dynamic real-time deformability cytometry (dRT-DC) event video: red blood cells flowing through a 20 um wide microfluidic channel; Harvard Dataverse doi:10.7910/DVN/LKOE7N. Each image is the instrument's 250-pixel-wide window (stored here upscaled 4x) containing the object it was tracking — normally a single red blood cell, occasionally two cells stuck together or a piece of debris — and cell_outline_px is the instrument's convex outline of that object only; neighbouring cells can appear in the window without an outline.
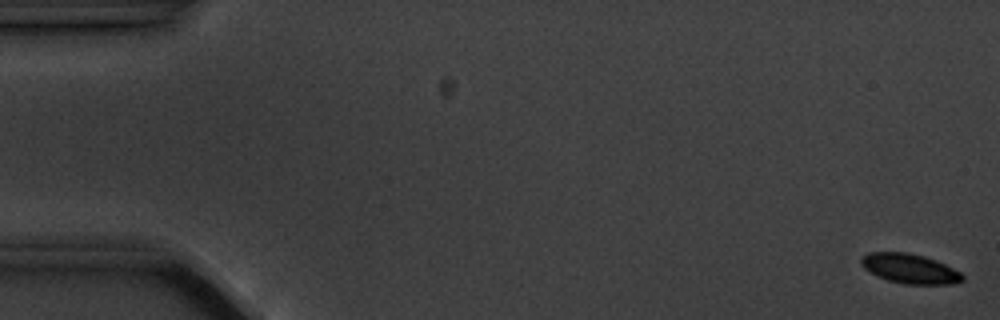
{"species": "common noctule bat (a hibernating species)", "species_latin": "Nyctalus noctula", "temperature_condition": "cold", "stored_images_in_passage": 7, "camera_frame_rate_fps": 3000, "um_per_image_px": 0.085, "animal": {"sex": "male", "body_mass_g": 20.1, "forearm_length_mm": 53.5}, "frame": {"image": 1, "passage_image": 1, "time_ms": 0.0, "image_size_px": [1000, 320], "cell_outline_px": [[964, 280], [952, 284], [904, 284], [888, 280], [876, 276], [864, 268], [860, 264], [860, 256], [868, 252], [908, 252], [924, 256], [936, 260], [960, 272], [964, 276]], "centroid_in_image_um": [77.3, 22.82], "position_along_channel_um": 7.7, "area_um2": 17.63}}